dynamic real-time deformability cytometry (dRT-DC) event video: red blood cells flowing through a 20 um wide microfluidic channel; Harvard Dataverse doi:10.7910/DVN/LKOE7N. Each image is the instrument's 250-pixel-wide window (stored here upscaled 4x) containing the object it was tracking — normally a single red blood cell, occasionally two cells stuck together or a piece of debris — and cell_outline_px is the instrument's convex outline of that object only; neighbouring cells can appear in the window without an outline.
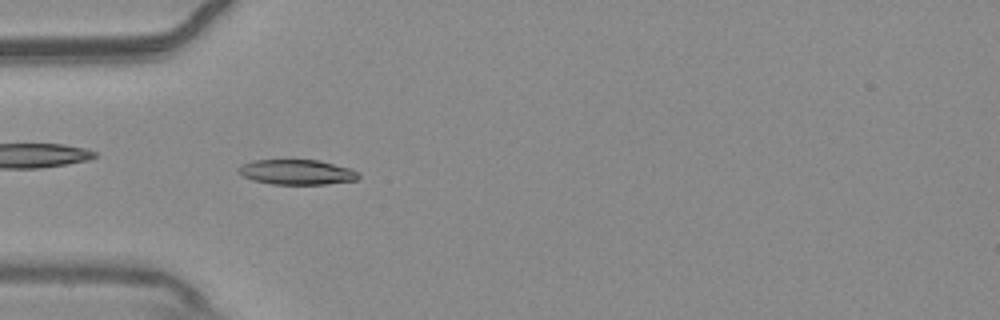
{"species": "common noctule bat (a hibernating species)", "species_latin": "Nyctalus noctula", "temperature_condition": "warm", "stored_images_in_passage": 27, "camera_frame_rate_fps": 3000, "um_per_image_px": 0.085, "animal": {"sex": "male", "body_mass_g": 20.4}, "frame": {"image": 1, "passage_image": 16, "time_ms": 5.0, "image_size_px": [1000, 320], "cell_outline_px": [[360, 176], [356, 180], [324, 184], [272, 184], [252, 180], [236, 172], [236, 168], [240, 164], [252, 160], [320, 160], [352, 168], [360, 172]], "centroid_in_image_um": [25.22, 14.62], "position_along_channel_um": 59.8, "area_um2": 17.8}}
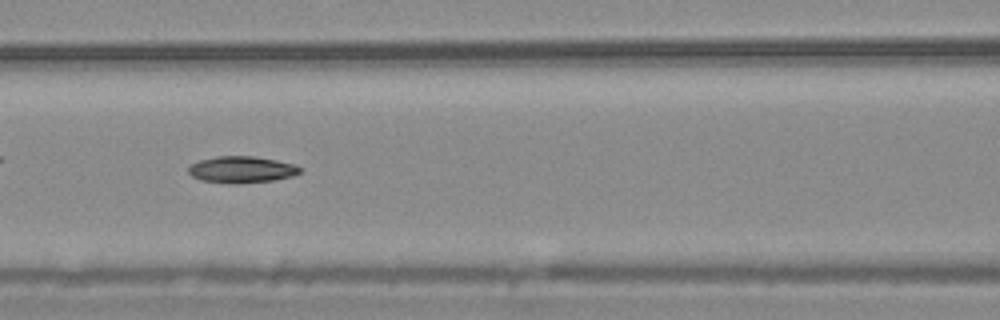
{"frame": {"image": 2, "passage_image": 23, "time_ms": 7.333, "image_size_px": [1000, 320], "cell_outline_px": [[300, 172], [292, 176], [272, 180], [236, 184], [200, 180], [192, 176], [188, 172], [188, 168], [192, 164], [200, 160], [216, 156], [256, 156], [296, 164], [300, 168]], "centroid_in_image_um": [20.53, 14.4], "position_along_channel_um": 146.1, "area_um2": 17.22}}